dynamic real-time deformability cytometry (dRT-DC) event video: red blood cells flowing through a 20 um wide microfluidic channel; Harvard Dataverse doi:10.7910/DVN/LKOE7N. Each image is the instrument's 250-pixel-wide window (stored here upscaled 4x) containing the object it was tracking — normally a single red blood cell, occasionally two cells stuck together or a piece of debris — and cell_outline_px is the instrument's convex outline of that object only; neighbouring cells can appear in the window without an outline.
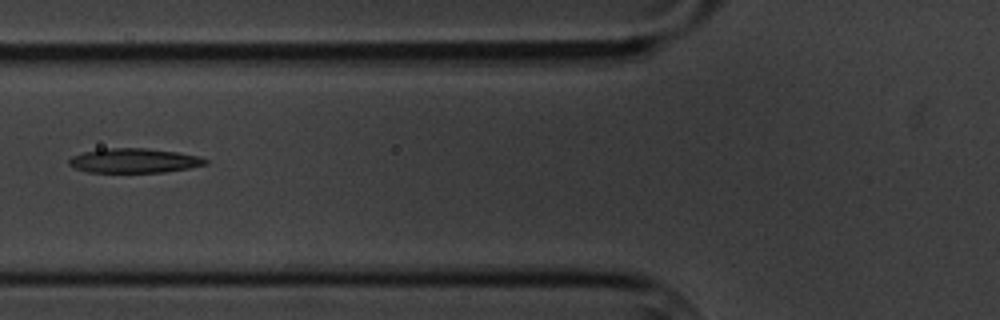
{"species": "common noctule bat (a hibernating species)", "species_latin": "Nyctalus noctula", "temperature_condition": "cold", "stored_images_in_passage": 12, "camera_frame_rate_fps": 3000, "um_per_image_px": 0.085, "animal": {"sex": "male", "body_mass_g": 20.1, "forearm_length_mm": 53.5}, "frame": {"image": 1, "passage_image": 6, "time_ms": 6.667, "image_size_px": [1000, 320], "cell_outline_px": [[208, 164], [188, 168], [164, 172], [88, 172], [76, 168], [68, 164], [68, 160], [72, 156], [84, 152], [104, 148], [144, 148], [176, 152], [200, 156], [208, 160]], "centroid_in_image_um": [11.41, 13.65], "position_along_channel_um": 114.4, "area_um2": 19.36}}
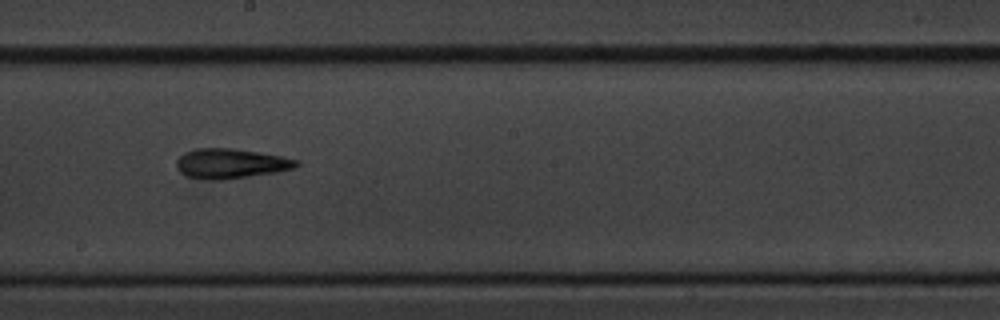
{"frame": {"image": 2, "passage_image": 9, "time_ms": 10.0, "image_size_px": [1000, 320], "cell_outline_px": [[300, 164], [296, 168], [276, 172], [224, 180], [208, 180], [188, 176], [180, 172], [176, 168], [176, 160], [184, 152], [196, 148], [236, 148], [280, 156], [300, 160]], "centroid_in_image_um": [19.62, 13.9], "position_along_channel_um": 228.6, "area_um2": 21.04}}
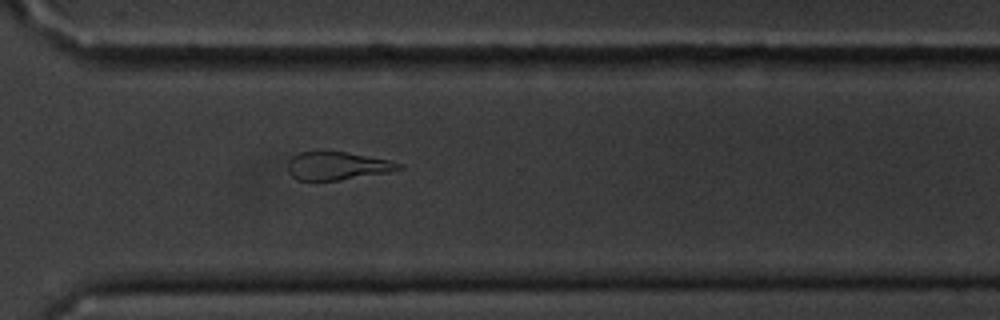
{"frame": {"image": 3, "passage_image": 12, "time_ms": 13.333, "image_size_px": [1000, 320], "cell_outline_px": [[404, 168], [388, 172], [316, 184], [296, 180], [288, 172], [288, 160], [292, 156], [300, 152], [344, 152], [392, 160], [404, 164]], "centroid_in_image_um": [28.63, 14.15], "position_along_channel_um": 342.0, "area_um2": 18.79}}